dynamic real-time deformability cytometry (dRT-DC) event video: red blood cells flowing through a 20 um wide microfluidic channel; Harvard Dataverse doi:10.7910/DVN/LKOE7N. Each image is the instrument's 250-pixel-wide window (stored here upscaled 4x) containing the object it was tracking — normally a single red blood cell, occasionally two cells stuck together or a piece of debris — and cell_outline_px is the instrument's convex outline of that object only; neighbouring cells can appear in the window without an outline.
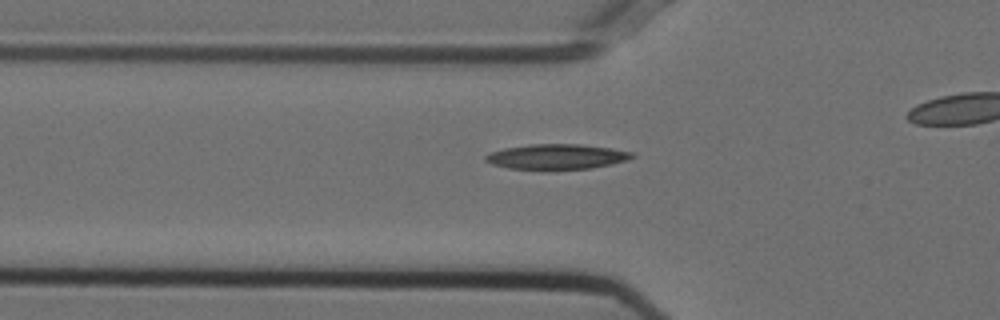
{"species": "Egyptian fruit bat (a non-hibernating species)", "species_latin": "Rousettus aegyptiacus", "temperature_condition": "cold", "stored_images_in_passage": 35, "camera_frame_rate_fps": 3000, "um_per_image_px": 0.085, "animal": {"sex": "female"}, "frame": {"image": 1, "passage_image": 9, "time_ms": 2.667, "image_size_px": [1000, 320], "cell_outline_px": [[636, 156], [628, 160], [612, 164], [592, 168], [508, 168], [492, 164], [484, 160], [484, 156], [488, 152], [504, 148], [528, 144], [580, 144], [608, 148], [632, 152]], "centroid_in_image_um": [47.3, 13.29], "position_along_channel_um": 78.5, "area_um2": 21.15}}
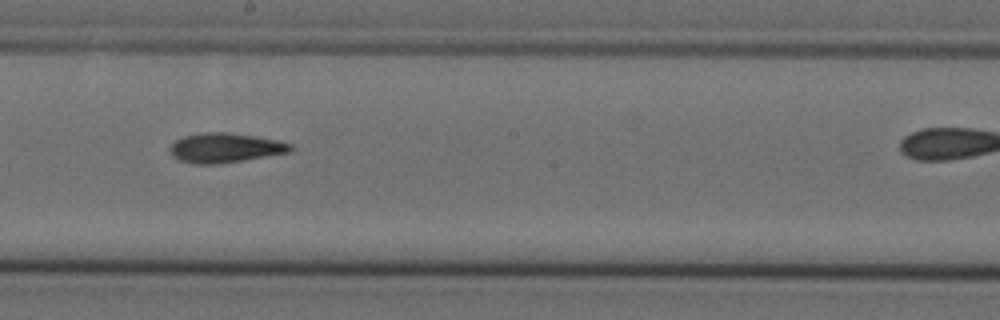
{"frame": {"image": 2, "passage_image": 21, "time_ms": 6.667, "image_size_px": [1000, 320], "cell_outline_px": [[292, 152], [216, 164], [192, 164], [180, 160], [172, 156], [168, 148], [176, 140], [184, 136], [204, 132], [228, 132], [280, 140], [292, 144]], "centroid_in_image_um": [19.13, 12.56], "position_along_channel_um": 229.1, "area_um2": 20.81}}
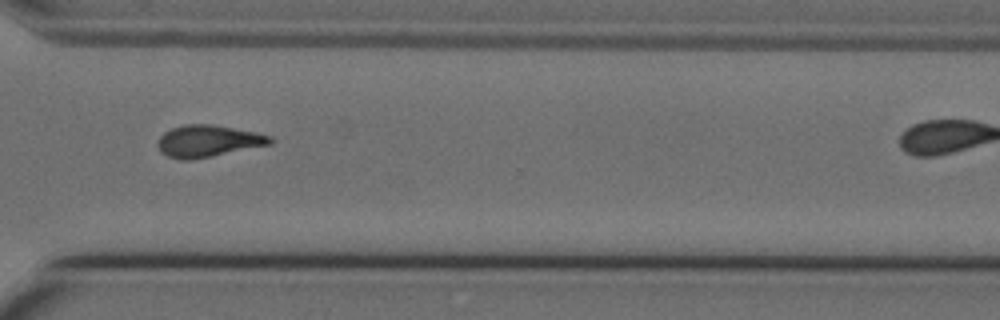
{"frame": {"image": 3, "passage_image": 31, "time_ms": 10.0, "image_size_px": [1000, 320], "cell_outline_px": [[272, 144], [192, 160], [180, 160], [168, 156], [160, 152], [156, 144], [160, 136], [164, 132], [172, 128], [184, 124], [212, 124], [256, 132], [272, 136]], "centroid_in_image_um": [17.66, 11.99], "position_along_channel_um": 352.9, "area_um2": 20.98}}